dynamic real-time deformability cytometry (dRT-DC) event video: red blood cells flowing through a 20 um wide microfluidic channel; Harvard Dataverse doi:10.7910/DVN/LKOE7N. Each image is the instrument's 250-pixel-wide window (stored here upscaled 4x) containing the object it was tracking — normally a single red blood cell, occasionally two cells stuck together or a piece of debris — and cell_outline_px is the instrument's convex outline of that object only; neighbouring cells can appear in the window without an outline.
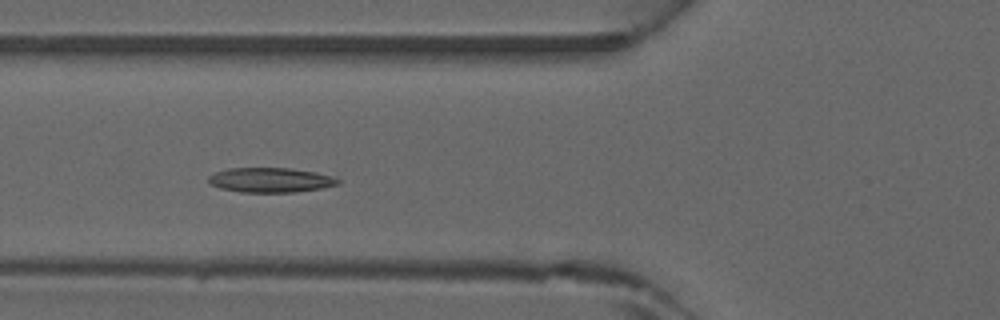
{"species": "common noctule bat (a hibernating species)", "species_latin": "Nyctalus noctula", "temperature_condition": "warm", "stored_images_in_passage": 41, "camera_frame_rate_fps": 3000, "um_per_image_px": 0.085, "animal": {"sex": "male", "forearm_length_mm": 52.5}, "frame": {"image": 1, "passage_image": 13, "time_ms": 4.0, "image_size_px": [1000, 320], "cell_outline_px": [[340, 184], [320, 188], [296, 192], [240, 192], [220, 188], [212, 184], [208, 180], [208, 176], [216, 172], [228, 168], [292, 168], [316, 172], [340, 180]], "centroid_in_image_um": [22.97, 15.3], "position_along_channel_um": 102.8, "area_um2": 18.5}}
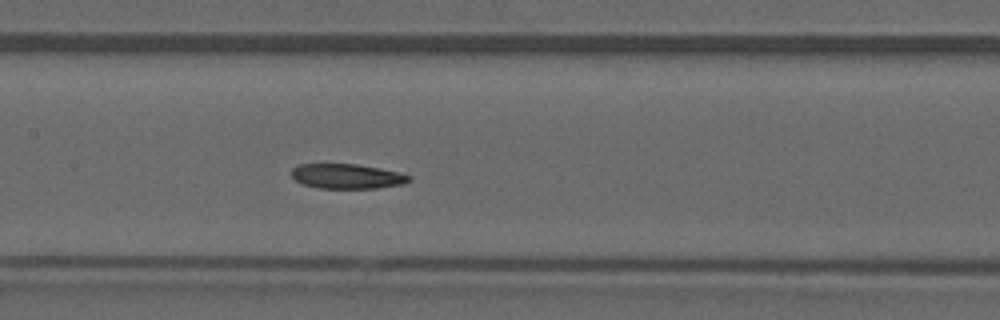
{"frame": {"image": 2, "passage_image": 18, "time_ms": 5.667, "image_size_px": [1000, 320], "cell_outline_px": [[412, 180], [404, 184], [380, 188], [320, 188], [304, 184], [296, 180], [292, 176], [292, 168], [300, 164], [356, 164], [404, 172], [412, 176]], "centroid_in_image_um": [29.59, 14.98], "position_along_channel_um": 177.8, "area_um2": 17.17}}
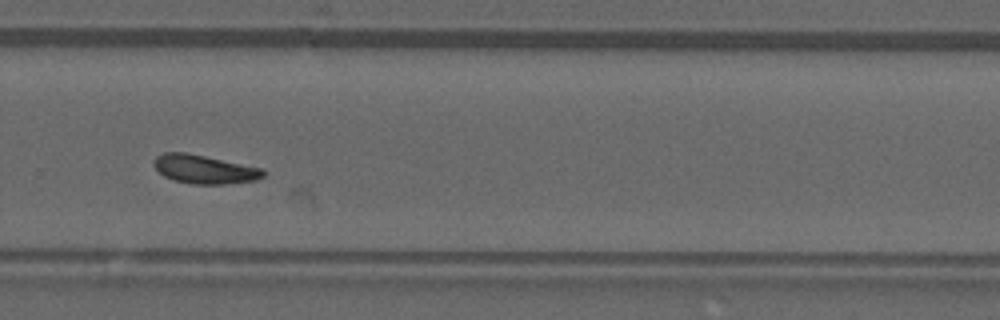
{"frame": {"image": 3, "passage_image": 27, "time_ms": 8.667, "image_size_px": [1000, 320], "cell_outline_px": [[268, 172], [264, 176], [256, 180], [224, 184], [192, 184], [172, 180], [164, 176], [152, 164], [152, 160], [156, 156], [164, 152], [184, 152], [264, 168]], "centroid_in_image_um": [17.38, 14.39], "position_along_channel_um": 312.4, "area_um2": 18.44}}